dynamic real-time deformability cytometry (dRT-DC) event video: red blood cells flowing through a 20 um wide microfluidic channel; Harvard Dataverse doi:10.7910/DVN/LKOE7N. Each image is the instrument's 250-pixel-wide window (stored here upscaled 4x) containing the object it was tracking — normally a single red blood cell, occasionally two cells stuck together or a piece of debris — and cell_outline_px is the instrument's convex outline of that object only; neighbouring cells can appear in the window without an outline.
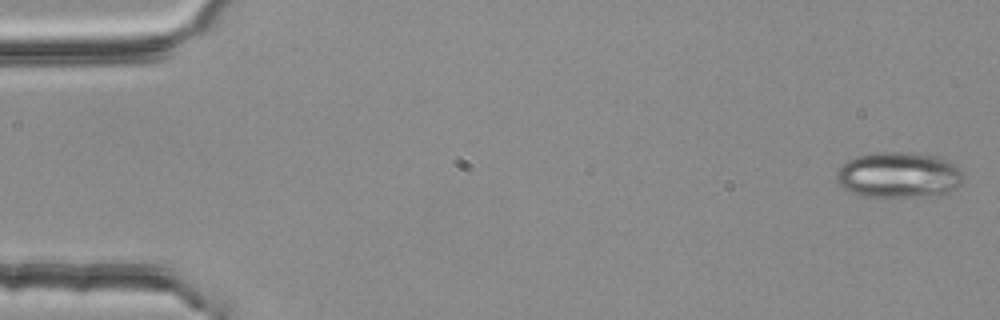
{"species": "common noctule bat (a hibernating species)", "species_latin": "Nyctalus noctula", "temperature_condition": "room temperature", "stored_images_in_passage": 5, "camera_frame_rate_fps": 3000, "um_per_image_px": 0.085, "animal": {"sex": "female", "body_mass_g": 25.1}, "frame": {"image": 1, "passage_image": 1, "time_ms": 0.0, "image_size_px": [1000, 320], "cell_outline_px": [[964, 180], [960, 184], [948, 192], [936, 196], [860, 196], [844, 188], [836, 180], [836, 172], [848, 160], [856, 156], [876, 152], [900, 152], [936, 156], [960, 168], [964, 172]], "centroid_in_image_um": [76.4, 14.88], "position_along_channel_um": 8.6, "area_um2": 33.64}}